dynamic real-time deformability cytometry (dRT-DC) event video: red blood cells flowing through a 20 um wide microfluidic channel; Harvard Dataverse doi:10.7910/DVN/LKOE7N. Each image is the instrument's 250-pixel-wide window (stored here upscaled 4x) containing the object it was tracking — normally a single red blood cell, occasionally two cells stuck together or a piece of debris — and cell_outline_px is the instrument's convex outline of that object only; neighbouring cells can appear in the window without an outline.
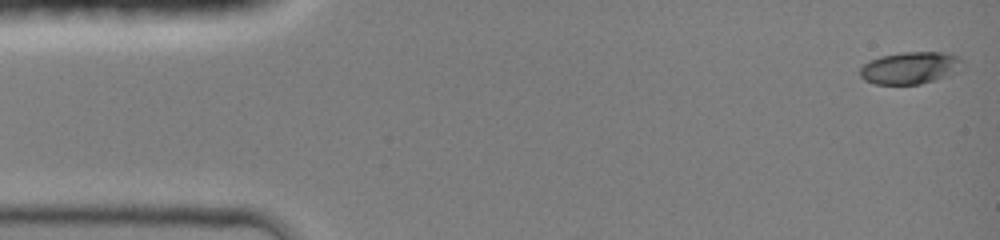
{"species": "common noctule bat (a hibernating species)", "species_latin": "Nyctalus noctula", "temperature_condition": "room temperature", "stored_images_in_passage": 10, "camera_frame_rate_fps": 3000, "um_per_image_px": 0.085, "animal": {"sex": "female", "body_mass_g": 19.0, "forearm_length_mm": 51.5}, "frame": {"image": 1, "passage_image": 1, "time_ms": 0.0, "image_size_px": [1000, 240], "cell_outline_px": [[960, 60], [952, 72], [948, 76], [936, 80], [920, 84], [876, 84], [864, 80], [860, 76], [860, 68], [868, 60], [880, 56], [900, 52], [952, 52], [960, 56]], "centroid_in_image_um": [77.29, 5.76], "position_along_channel_um": 7.7, "area_um2": 19.07}}
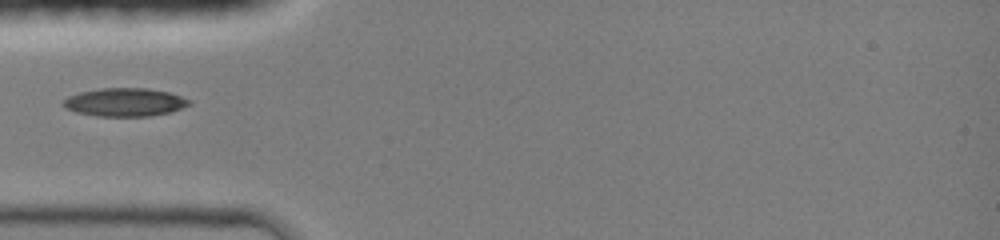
{"frame": {"image": 2, "passage_image": 7, "time_ms": 4.333, "image_size_px": [1000, 240], "cell_outline_px": [[192, 104], [172, 112], [148, 116], [96, 116], [76, 112], [64, 108], [60, 104], [68, 96], [80, 92], [100, 88], [148, 88], [168, 92], [192, 100]], "centroid_in_image_um": [10.61, 8.69], "position_along_channel_um": 74.4, "area_um2": 20.92}}
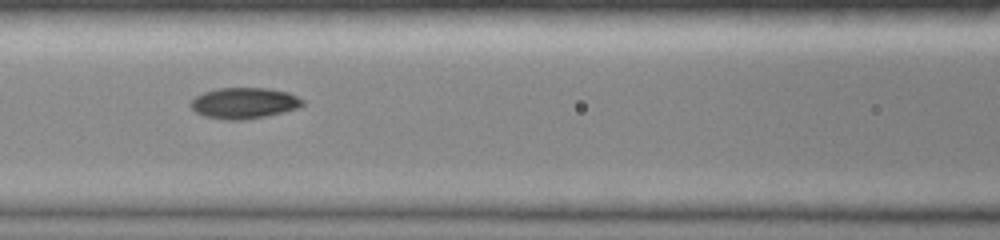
{"frame": {"image": 3, "passage_image": 9, "time_ms": 6.0, "image_size_px": [1000, 240], "cell_outline_px": [[304, 104], [300, 108], [268, 116], [244, 120], [224, 120], [204, 116], [196, 112], [188, 104], [196, 96], [204, 92], [216, 88], [268, 88], [288, 92], [304, 100]], "centroid_in_image_um": [20.76, 8.77], "position_along_channel_um": 145.8, "area_um2": 20.46}}